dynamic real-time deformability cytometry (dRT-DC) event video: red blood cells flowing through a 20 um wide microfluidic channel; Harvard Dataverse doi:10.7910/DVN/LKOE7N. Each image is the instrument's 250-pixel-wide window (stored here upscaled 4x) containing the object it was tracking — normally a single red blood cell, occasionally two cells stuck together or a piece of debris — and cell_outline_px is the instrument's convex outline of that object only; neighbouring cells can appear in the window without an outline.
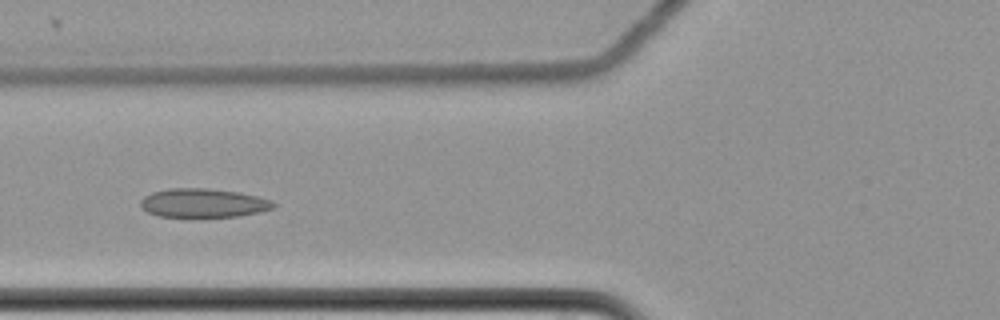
{"species": "common noctule bat (a hibernating species)", "species_latin": "Nyctalus noctula", "temperature_condition": "cold", "stored_images_in_passage": 8, "camera_frame_rate_fps": 3000, "um_per_image_px": 0.085, "animal": {"sex": "female", "body_mass_g": 22.7, "forearm_length_mm": 54.2}, "frame": {"image": 1, "passage_image": 8, "time_ms": 2.333, "image_size_px": [1000, 320], "cell_outline_px": [[276, 204], [272, 208], [260, 212], [240, 216], [160, 216], [148, 212], [140, 208], [140, 200], [144, 196], [152, 192], [168, 188], [208, 188], [240, 192], [272, 200]], "centroid_in_image_um": [17.26, 17.24], "position_along_channel_um": 108.5, "area_um2": 22.31}}